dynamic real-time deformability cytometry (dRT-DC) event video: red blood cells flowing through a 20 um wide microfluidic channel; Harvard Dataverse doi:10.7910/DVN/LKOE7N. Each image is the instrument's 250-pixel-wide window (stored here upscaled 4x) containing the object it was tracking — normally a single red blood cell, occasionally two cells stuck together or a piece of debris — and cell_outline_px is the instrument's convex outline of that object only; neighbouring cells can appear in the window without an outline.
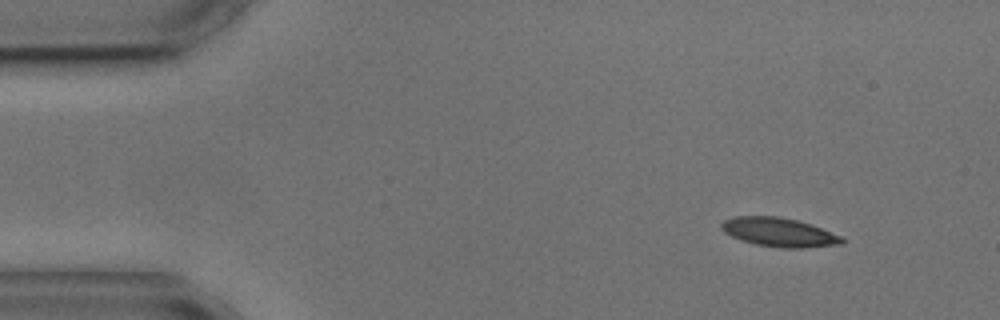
{"species": "common noctule bat (a hibernating species)", "species_latin": "Nyctalus noctula", "temperature_condition": "cold", "stored_images_in_passage": 6, "camera_frame_rate_fps": 3000, "um_per_image_px": 0.085, "animal": {"sex": "male", "body_mass_g": 17.9, "forearm_length_mm": 54.2}, "frame": {"image": 1, "passage_image": 1, "time_ms": 0.0, "image_size_px": [1000, 320], "cell_outline_px": [[844, 244], [800, 248], [780, 248], [756, 244], [740, 240], [724, 232], [720, 228], [720, 224], [724, 220], [732, 216], [776, 216], [796, 220], [812, 224], [840, 236], [844, 240]], "centroid_in_image_um": [66.19, 19.74], "position_along_channel_um": 18.8, "area_um2": 20.35}}
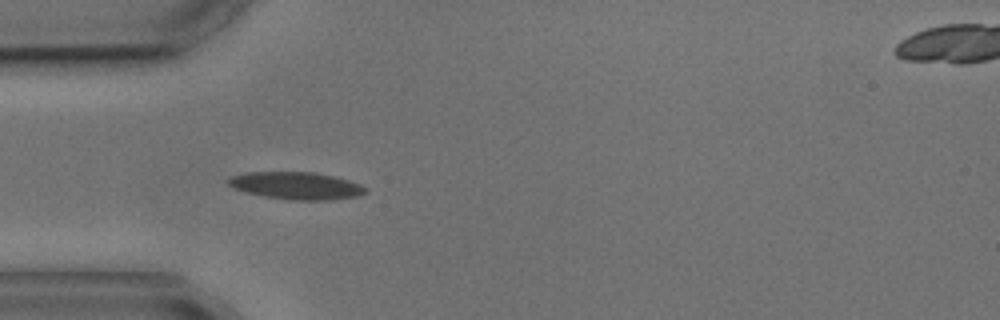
{"frame": {"image": 2, "passage_image": 4, "time_ms": 3.333, "image_size_px": [1000, 320], "cell_outline_px": [[368, 192], [356, 196], [332, 200], [288, 200], [264, 196], [248, 192], [236, 188], [228, 184], [224, 180], [232, 176], [244, 172], [316, 172], [336, 176], [360, 184], [368, 188]], "centroid_in_image_um": [25.21, 15.77], "position_along_channel_um": 59.8, "area_um2": 22.02}}